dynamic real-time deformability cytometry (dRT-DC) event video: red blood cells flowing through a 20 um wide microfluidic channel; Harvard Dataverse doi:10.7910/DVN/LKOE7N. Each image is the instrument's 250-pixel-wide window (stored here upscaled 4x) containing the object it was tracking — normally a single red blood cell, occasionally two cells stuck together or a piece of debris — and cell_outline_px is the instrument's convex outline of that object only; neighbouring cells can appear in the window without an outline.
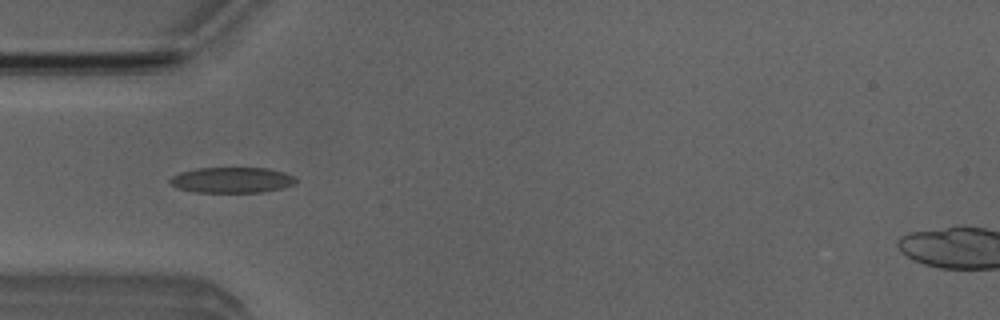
{"species": "Egyptian fruit bat (a non-hibernating species)", "species_latin": "Rousettus aegyptiacus", "temperature_condition": "room temperature", "stored_images_in_passage": 48, "camera_frame_rate_fps": 3000, "um_per_image_px": 0.085, "animal": {"sex": "male"}, "frame": {"image": 1, "passage_image": 13, "time_ms": 4.0, "image_size_px": [1000, 320], "cell_outline_px": [[296, 180], [292, 184], [284, 188], [260, 192], [196, 192], [176, 188], [168, 180], [172, 176], [180, 172], [196, 168], [268, 168], [284, 172], [296, 176]], "centroid_in_image_um": [19.7, 15.3], "position_along_channel_um": 65.3, "area_um2": 18.84}}
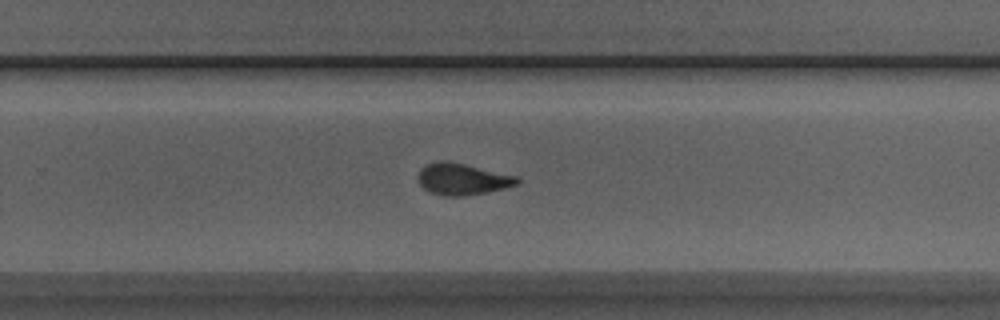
{"frame": {"image": 2, "passage_image": 30, "time_ms": 9.667, "image_size_px": [1000, 320], "cell_outline_px": [[520, 180], [516, 184], [504, 188], [464, 196], [444, 196], [432, 192], [424, 188], [420, 184], [416, 176], [420, 168], [428, 164], [440, 160], [464, 164], [516, 176]], "centroid_in_image_um": [39.25, 15.22], "position_along_channel_um": 290.6, "area_um2": 17.86}}
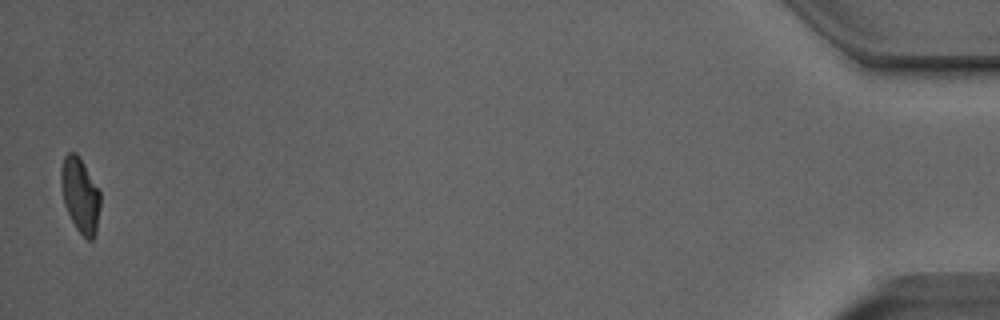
{"frame": {"image": 3, "passage_image": 48, "time_ms": 15.667, "image_size_px": [1000, 320], "cell_outline_px": [[100, 208], [96, 232], [92, 240], [88, 240], [76, 228], [64, 204], [60, 184], [60, 168], [64, 156], [68, 152], [76, 152], [80, 156], [100, 192]], "centroid_in_image_um": [6.8, 16.54], "position_along_channel_um": 428.4, "area_um2": 17.22}, "authors_computed_cell_mechanics": {"area_um2": 17.8602, "velocity_mm_per_s": 3.978, "shape_relaxation_time_tau1_ms": 7.3944, "shape_relaxation_time_tau2_ms": 1.883, "deformation_change_tau1": 0.2076, "deformation_change_tau2": 0.0819}}